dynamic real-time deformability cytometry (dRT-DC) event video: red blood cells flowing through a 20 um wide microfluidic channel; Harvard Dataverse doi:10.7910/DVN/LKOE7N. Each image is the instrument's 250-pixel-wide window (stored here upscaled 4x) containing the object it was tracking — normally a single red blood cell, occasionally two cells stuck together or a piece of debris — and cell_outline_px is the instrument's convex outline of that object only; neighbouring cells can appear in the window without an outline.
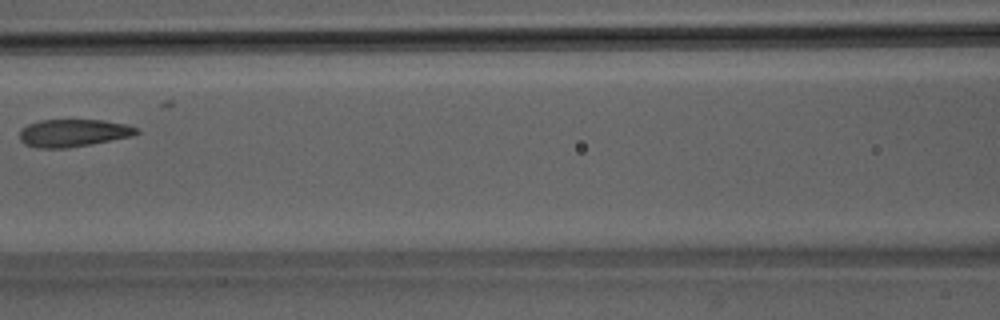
{"species": "Egyptian fruit bat (a non-hibernating species)", "species_latin": "Rousettus aegyptiacus", "temperature_condition": "room temperature", "stored_images_in_passage": 7, "camera_frame_rate_fps": 3000, "um_per_image_px": 0.085, "animal": {"sex": "male"}, "frame": {"image": 1, "passage_image": 7, "time_ms": 2.0, "image_size_px": [1000, 320], "cell_outline_px": [[140, 132], [132, 136], [92, 144], [68, 148], [36, 148], [24, 144], [20, 140], [20, 128], [28, 124], [40, 120], [104, 120], [128, 124], [140, 128]], "centroid_in_image_um": [6.25, 11.3], "position_along_channel_um": 160.4, "area_um2": 19.07}}